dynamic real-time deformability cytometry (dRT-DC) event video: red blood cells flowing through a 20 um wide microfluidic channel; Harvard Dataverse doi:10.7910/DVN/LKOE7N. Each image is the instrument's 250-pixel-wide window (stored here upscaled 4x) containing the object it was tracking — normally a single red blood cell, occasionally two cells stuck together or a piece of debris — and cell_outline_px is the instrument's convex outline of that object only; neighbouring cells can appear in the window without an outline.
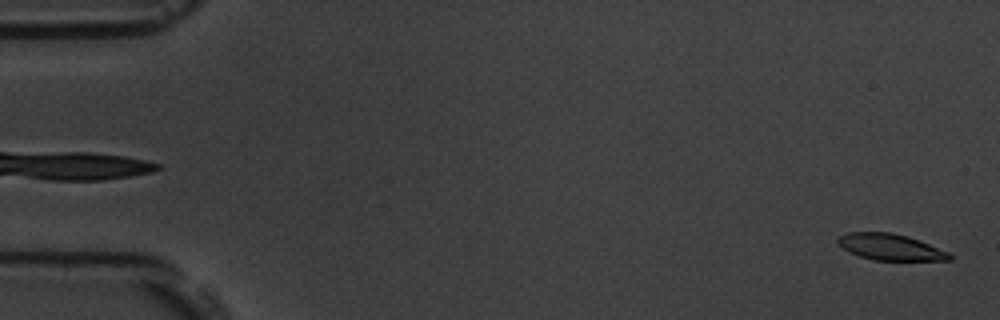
{"species": "common noctule bat (a hibernating species)", "species_latin": "Nyctalus noctula", "temperature_condition": "room temperature", "stored_images_in_passage": 5, "camera_frame_rate_fps": 3000, "um_per_image_px": 0.085, "animal": {"sex": "male", "body_mass_g": 19.5, "forearm_length_mm": 54.6}, "frame": {"image": 1, "passage_image": 5, "time_ms": 1.333, "image_size_px": [1000, 320], "cell_outline_px": [[952, 260], [872, 260], [848, 252], [836, 244], [836, 240], [840, 236], [848, 232], [892, 232], [908, 236], [948, 252], [952, 256]], "centroid_in_image_um": [75.62, 20.99], "position_along_channel_um": 9.4, "area_um2": 17.11}}